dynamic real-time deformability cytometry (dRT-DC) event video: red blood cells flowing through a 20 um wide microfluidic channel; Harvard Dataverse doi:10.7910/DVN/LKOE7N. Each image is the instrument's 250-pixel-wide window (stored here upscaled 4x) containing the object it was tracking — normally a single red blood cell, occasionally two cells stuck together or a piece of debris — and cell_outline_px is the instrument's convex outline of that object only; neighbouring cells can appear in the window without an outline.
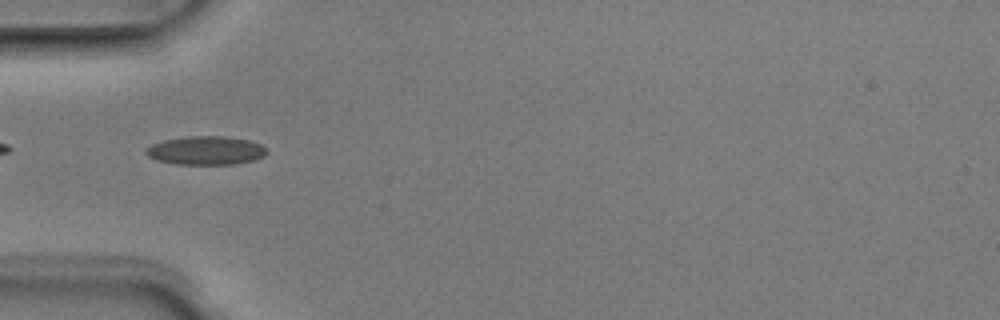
{"species": "Egyptian fruit bat (a non-hibernating species)", "species_latin": "Rousettus aegyptiacus", "temperature_condition": "room temperature", "stored_images_in_passage": 4, "camera_frame_rate_fps": 3000, "um_per_image_px": 0.085, "animal": {"sex": "male"}, "frame": {"image": 1, "passage_image": 4, "time_ms": 1.0, "image_size_px": [1000, 320], "cell_outline_px": [[268, 152], [264, 156], [256, 160], [232, 164], [176, 164], [156, 160], [148, 156], [144, 152], [144, 148], [152, 144], [164, 140], [188, 136], [228, 136], [248, 140], [260, 144], [268, 148]], "centroid_in_image_um": [17.51, 12.79], "position_along_channel_um": 67.5, "area_um2": 20.35}}